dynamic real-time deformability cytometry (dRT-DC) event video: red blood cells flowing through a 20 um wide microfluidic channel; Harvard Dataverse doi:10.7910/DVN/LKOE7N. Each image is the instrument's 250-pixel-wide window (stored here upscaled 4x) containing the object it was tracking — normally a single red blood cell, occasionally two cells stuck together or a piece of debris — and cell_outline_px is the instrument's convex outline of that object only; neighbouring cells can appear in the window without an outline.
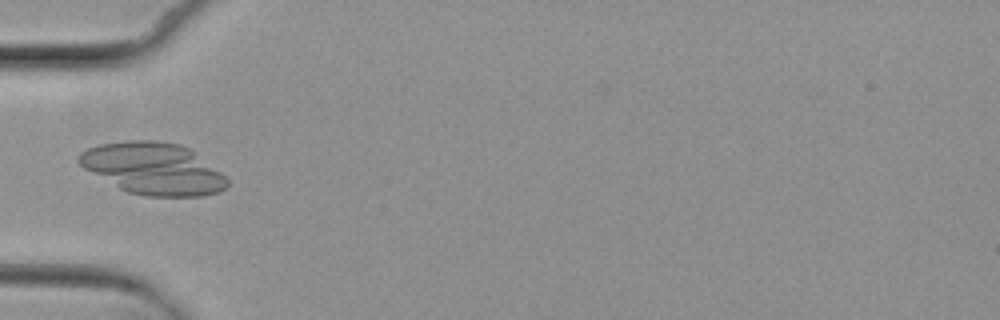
{"species": "common noctule bat (a hibernating species)", "species_latin": "Nyctalus noctula", "temperature_condition": "cold", "stored_images_in_passage": 5, "camera_frame_rate_fps": 3000, "um_per_image_px": 0.085, "animal": {"sex": "female", "body_mass_g": 29.2, "forearm_length_mm": 56.3}, "frame": {"image": 1, "passage_image": 4, "time_ms": 3.667, "image_size_px": [1000, 320], "cell_outline_px": [[228, 184], [220, 192], [204, 196], [144, 196], [128, 192], [120, 188], [84, 168], [76, 160], [76, 156], [80, 152], [88, 148], [100, 144], [124, 140], [156, 140], [180, 144], [188, 148], [220, 172], [228, 180]], "centroid_in_image_um": [13.0, 14.32], "position_along_channel_um": 72.0, "area_um2": 44.45}}
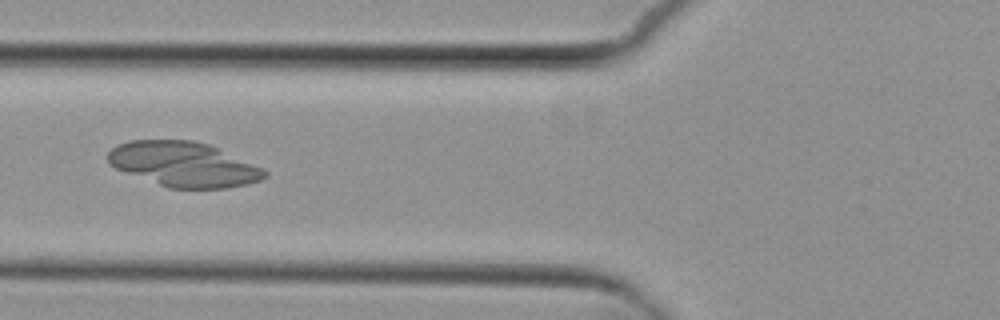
{"frame": {"image": 2, "passage_image": 5, "time_ms": 4.667, "image_size_px": [1000, 320], "cell_outline_px": [[268, 176], [260, 180], [248, 184], [228, 188], [168, 188], [116, 168], [108, 164], [108, 152], [116, 144], [128, 140], [192, 140], [208, 144], [264, 168], [268, 172]], "centroid_in_image_um": [15.62, 13.96], "position_along_channel_um": 110.2, "area_um2": 40.86}}